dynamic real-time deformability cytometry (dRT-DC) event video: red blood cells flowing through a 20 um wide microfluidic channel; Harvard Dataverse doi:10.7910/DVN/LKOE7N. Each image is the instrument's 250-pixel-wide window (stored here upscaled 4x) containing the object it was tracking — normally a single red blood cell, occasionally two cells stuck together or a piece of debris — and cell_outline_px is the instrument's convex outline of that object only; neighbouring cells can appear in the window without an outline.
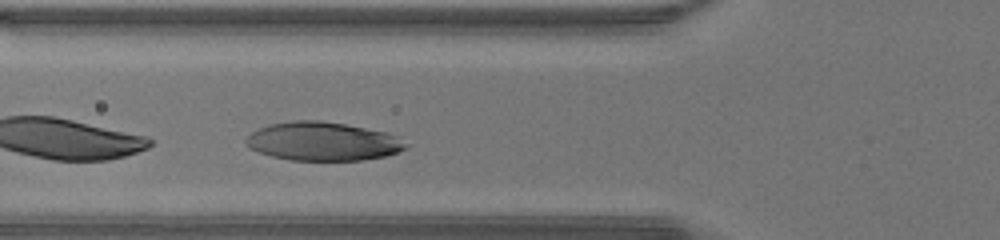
{"species": "human", "species_latin": "Homo sapiens", "temperature_condition": "warm", "stored_images_in_passage": 29, "camera_frame_rate_fps": 3000, "um_per_image_px": 0.085, "donor": {"sex": "male"}, "frame": {"image": 1, "passage_image": 8, "time_ms": 2.333, "image_size_px": [1000, 240], "cell_outline_px": [[412, 144], [408, 148], [384, 156], [364, 160], [292, 160], [272, 156], [260, 152], [244, 144], [244, 140], [252, 132], [268, 124], [296, 120], [320, 120], [344, 124], [384, 132], [396, 136]], "centroid_in_image_um": [27.46, 12.02], "position_along_channel_um": 98.3, "area_um2": 35.84}}
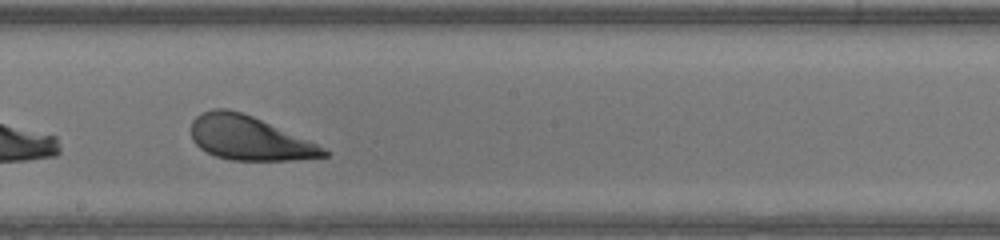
{"frame": {"image": 2, "passage_image": 17, "time_ms": 5.333, "image_size_px": [1000, 240], "cell_outline_px": [[332, 152], [328, 156], [292, 160], [232, 160], [216, 156], [200, 148], [192, 140], [192, 120], [196, 116], [212, 108], [228, 108], [252, 116], [316, 144]], "centroid_in_image_um": [21.16, 11.74], "position_along_channel_um": 227.0, "area_um2": 33.58}}
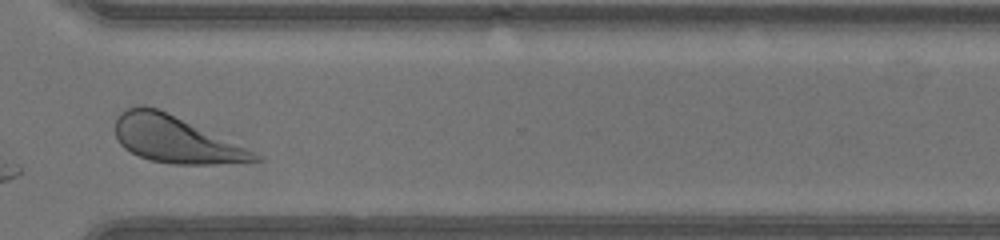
{"frame": {"image": 3, "passage_image": 26, "time_ms": 8.333, "image_size_px": [1000, 240], "cell_outline_px": [[264, 160], [216, 164], [172, 164], [152, 160], [140, 156], [124, 148], [116, 140], [116, 116], [120, 112], [128, 108], [140, 104], [144, 104], [156, 108], [244, 148], [252, 152]], "centroid_in_image_um": [14.79, 11.85], "position_along_channel_um": 355.8, "area_um2": 36.7}, "authors_computed_cell_mechanics": {"area_um2": 36.703, "velocity_mm_per_s": 4.3009, "shape_relaxation_time_tau1_ms": 1.2711, "shape_relaxation_time_tau2_ms": 4.2909, "deformation_change_tau1": 0.1029, "deformation_change_tau2": 0.1528}}